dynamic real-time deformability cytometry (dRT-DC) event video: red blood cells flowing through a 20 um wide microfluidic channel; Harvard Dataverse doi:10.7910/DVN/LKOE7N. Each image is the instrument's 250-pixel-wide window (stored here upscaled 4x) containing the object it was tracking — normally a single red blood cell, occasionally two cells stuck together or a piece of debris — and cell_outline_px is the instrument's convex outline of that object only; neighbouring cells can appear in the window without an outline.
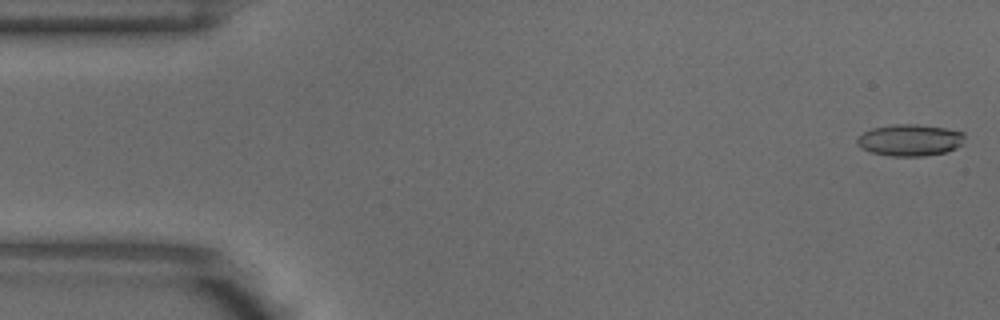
{"species": "common noctule bat (a hibernating species)", "species_latin": "Nyctalus noctula", "temperature_condition": "warm", "stored_images_in_passage": 6, "camera_frame_rate_fps": 3000, "um_per_image_px": 0.085, "animal": {"sex": "male", "body_mass_g": 18.8}, "frame": {"image": 1, "passage_image": 1, "time_ms": 0.0, "image_size_px": [1000, 320], "cell_outline_px": [[964, 144], [956, 148], [944, 152], [924, 156], [892, 156], [872, 152], [856, 144], [856, 140], [864, 132], [872, 128], [892, 124], [916, 124], [944, 128], [964, 132]], "centroid_in_image_um": [77.37, 11.9], "position_along_channel_um": 7.6, "area_um2": 19.77}}
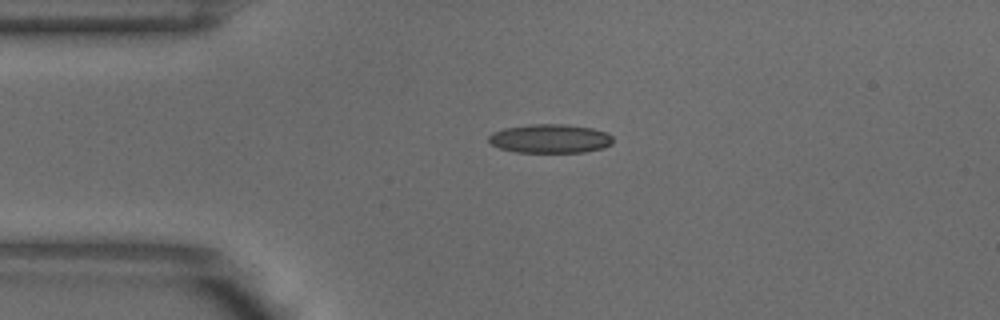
{"frame": {"image": 2, "passage_image": 3, "time_ms": 0.667, "image_size_px": [1000, 320], "cell_outline_px": [[612, 144], [604, 148], [584, 152], [516, 152], [500, 148], [492, 144], [488, 140], [488, 136], [492, 132], [504, 128], [532, 124], [568, 124], [592, 128], [604, 132], [612, 136]], "centroid_in_image_um": [46.76, 11.78], "position_along_channel_um": 38.2, "area_um2": 20.92}}